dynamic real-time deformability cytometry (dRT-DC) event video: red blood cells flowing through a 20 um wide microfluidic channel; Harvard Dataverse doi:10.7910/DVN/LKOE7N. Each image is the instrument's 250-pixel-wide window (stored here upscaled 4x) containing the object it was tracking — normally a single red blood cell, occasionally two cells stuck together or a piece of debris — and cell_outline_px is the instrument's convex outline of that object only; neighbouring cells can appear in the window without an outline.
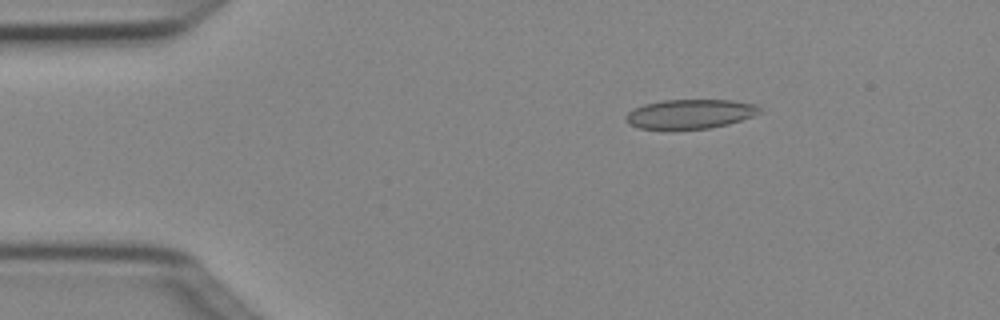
{"species": "Egyptian fruit bat (a non-hibernating species)", "species_latin": "Rousettus aegyptiacus", "temperature_condition": "cold", "stored_images_in_passage": 4, "segment_of_instrument_passage": [1, 2], "camera_frame_rate_fps": 3000, "um_per_image_px": 0.085, "animal": {"sex": "female"}, "frame": {"image": 1, "passage_image": 2, "time_ms": 0.333, "image_size_px": [1000, 320], "cell_outline_px": [[764, 112], [728, 124], [708, 128], [640, 128], [628, 124], [624, 120], [624, 116], [632, 108], [644, 104], [664, 100], [732, 100], [756, 104]], "centroid_in_image_um": [58.65, 9.67], "position_along_channel_um": 26.4, "area_um2": 22.77}}